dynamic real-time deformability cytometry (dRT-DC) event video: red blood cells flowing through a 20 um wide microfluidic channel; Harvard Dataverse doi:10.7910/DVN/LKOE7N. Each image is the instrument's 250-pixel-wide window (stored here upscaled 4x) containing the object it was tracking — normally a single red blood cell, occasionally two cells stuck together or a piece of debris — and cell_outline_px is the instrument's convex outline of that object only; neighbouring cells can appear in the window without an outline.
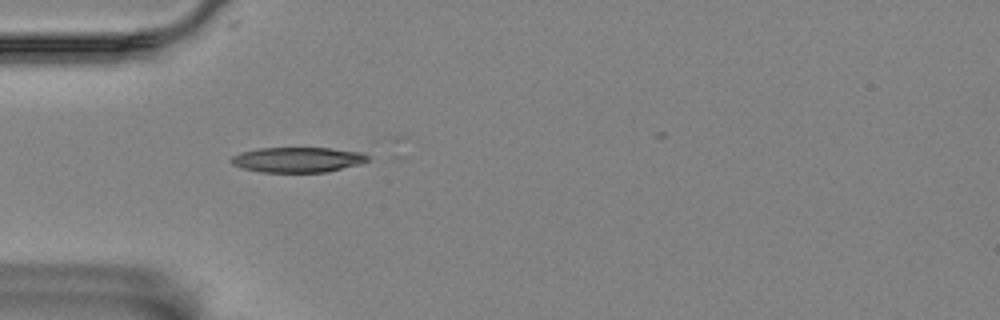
{"species": "Egyptian fruit bat (a non-hibernating species)", "species_latin": "Rousettus aegyptiacus", "temperature_condition": "room temperature", "stored_images_in_passage": 1, "camera_frame_rate_fps": 3000, "um_per_image_px": 0.085, "animal": {"sex": "female"}, "frame": {"image": 1, "passage_image": 1, "time_ms": 0.0, "image_size_px": [1000, 320], "cell_outline_px": [[368, 160], [360, 164], [328, 172], [260, 172], [244, 168], [232, 164], [228, 160], [232, 156], [240, 152], [260, 148], [332, 148], [360, 152], [368, 156]], "centroid_in_image_um": [25.28, 13.57], "position_along_channel_um": 59.7, "area_um2": 20.06}}